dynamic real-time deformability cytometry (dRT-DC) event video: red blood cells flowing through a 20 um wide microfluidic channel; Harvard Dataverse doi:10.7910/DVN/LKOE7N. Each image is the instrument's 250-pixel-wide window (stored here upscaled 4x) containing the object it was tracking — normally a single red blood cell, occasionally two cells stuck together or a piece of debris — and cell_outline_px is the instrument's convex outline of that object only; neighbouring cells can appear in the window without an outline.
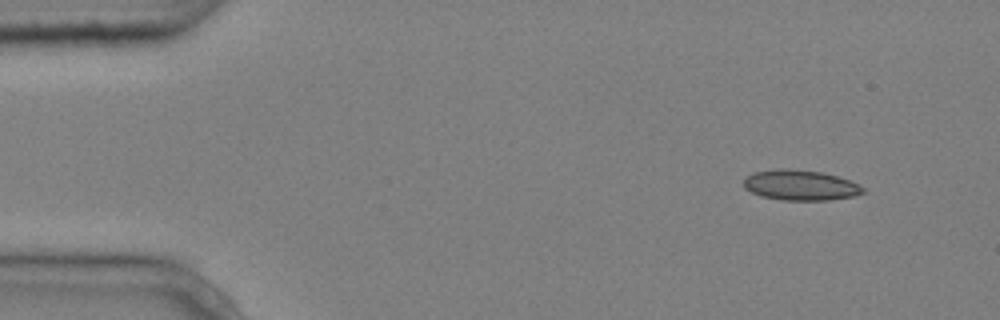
{"species": "common noctule bat (a hibernating species)", "species_latin": "Nyctalus noctula", "temperature_condition": "cold", "stored_images_in_passage": 4, "camera_frame_rate_fps": 3000, "um_per_image_px": 0.085, "animal": {"sex": "male", "body_mass_g": 20.4}, "frame": {"image": 1, "passage_image": 1, "time_ms": 0.0, "image_size_px": [1000, 320], "cell_outline_px": [[864, 192], [852, 196], [828, 200], [780, 200], [760, 196], [744, 188], [744, 176], [752, 172], [780, 168], [788, 168], [824, 172], [848, 180], [864, 188]], "centroid_in_image_um": [67.96, 15.73], "position_along_channel_um": 17.0, "area_um2": 21.15}}
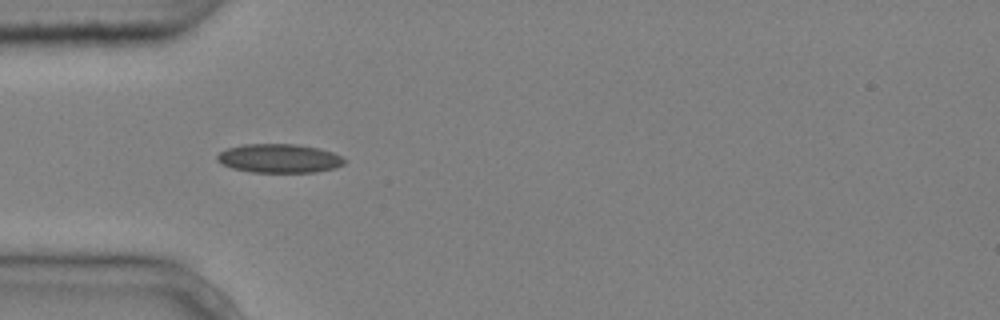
{"frame": {"image": 2, "passage_image": 3, "time_ms": 0.667, "image_size_px": [1000, 320], "cell_outline_px": [[344, 164], [336, 168], [316, 172], [252, 172], [232, 168], [220, 164], [216, 160], [216, 156], [220, 152], [228, 148], [244, 144], [296, 144], [320, 148], [332, 152], [340, 156], [344, 160]], "centroid_in_image_um": [23.71, 13.46], "position_along_channel_um": 61.3, "area_um2": 21.44}}
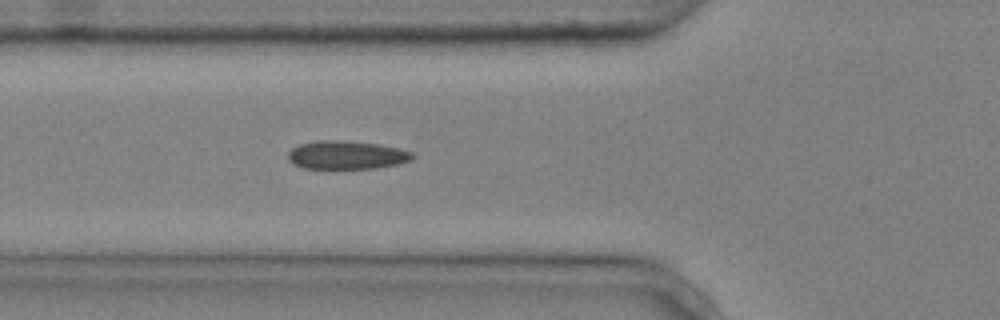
{"frame": {"image": 3, "passage_image": 4, "time_ms": 1.0, "image_size_px": [1000, 320], "cell_outline_px": [[416, 156], [412, 160], [400, 164], [376, 168], [304, 168], [288, 160], [288, 152], [292, 148], [300, 144], [316, 140], [344, 140], [376, 144], [400, 148], [412, 152]], "centroid_in_image_um": [29.5, 13.17], "position_along_channel_um": 96.3, "area_um2": 20.63}}